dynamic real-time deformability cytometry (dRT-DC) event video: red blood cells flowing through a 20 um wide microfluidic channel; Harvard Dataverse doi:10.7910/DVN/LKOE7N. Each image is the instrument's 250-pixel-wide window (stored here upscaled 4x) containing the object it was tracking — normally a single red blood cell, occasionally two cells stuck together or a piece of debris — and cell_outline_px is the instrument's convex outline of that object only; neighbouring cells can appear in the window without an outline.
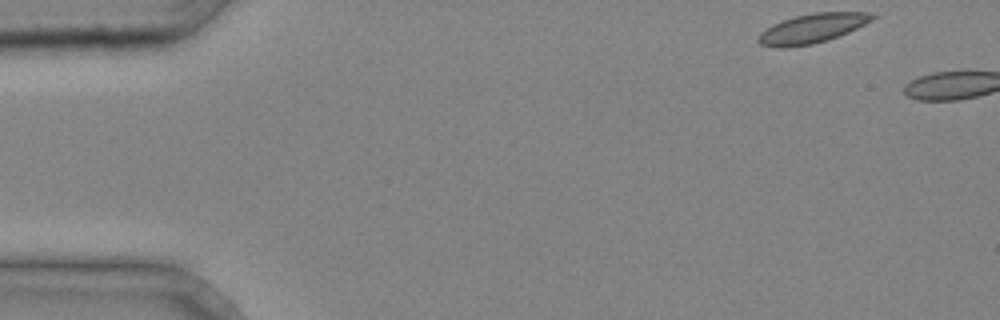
{"species": "common noctule bat (a hibernating species)", "species_latin": "Nyctalus noctula", "temperature_condition": "cold", "stored_images_in_passage": 3, "camera_frame_rate_fps": 3000, "um_per_image_px": 0.085, "animal": {"sex": "male", "body_mass_g": 20.4}, "frame": {"image": 1, "passage_image": 1, "time_ms": 0.0, "image_size_px": [1000, 320], "cell_outline_px": [[876, 16], [872, 20], [848, 32], [828, 40], [812, 44], [788, 48], [776, 48], [760, 44], [756, 40], [756, 36], [760, 32], [772, 24], [796, 16], [812, 12], [872, 12]], "centroid_in_image_um": [68.99, 2.42], "position_along_channel_um": 16.0, "area_um2": 19.65}}